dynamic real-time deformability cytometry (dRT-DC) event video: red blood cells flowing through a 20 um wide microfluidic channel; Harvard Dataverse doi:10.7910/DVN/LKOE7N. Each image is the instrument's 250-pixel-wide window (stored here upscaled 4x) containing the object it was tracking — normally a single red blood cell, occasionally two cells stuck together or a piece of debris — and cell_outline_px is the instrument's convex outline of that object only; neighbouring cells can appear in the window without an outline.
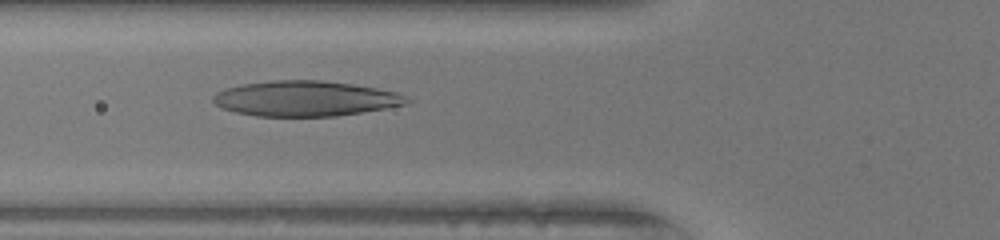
{"species": "human", "species_latin": "Homo sapiens", "temperature_condition": "warm", "stored_images_in_passage": 36, "camera_frame_rate_fps": 3000, "um_per_image_px": 0.085, "donor": {"sex": "female"}, "frame": {"image": 1, "passage_image": 4, "time_ms": 1.0, "image_size_px": [1000, 240], "cell_outline_px": [[412, 100], [404, 104], [384, 108], [336, 116], [256, 116], [236, 112], [220, 108], [212, 100], [212, 96], [216, 92], [240, 84], [272, 80], [320, 80], [352, 84], [376, 88], [396, 92]], "centroid_in_image_um": [25.9, 8.37], "position_along_channel_um": 99.9, "area_um2": 39.65}}
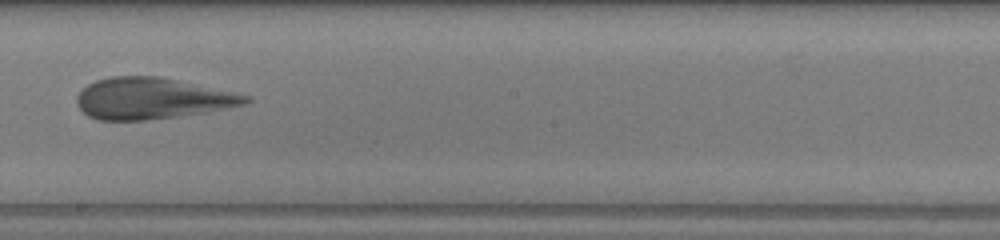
{"frame": {"image": 2, "passage_image": 14, "time_ms": 4.333, "image_size_px": [1000, 240], "cell_outline_px": [[252, 100], [244, 104], [204, 112], [180, 116], [144, 120], [96, 120], [88, 116], [76, 104], [76, 96], [88, 84], [96, 80], [112, 76], [160, 76], [252, 96]], "centroid_in_image_um": [12.9, 8.36], "position_along_channel_um": 235.3, "area_um2": 40.46}}
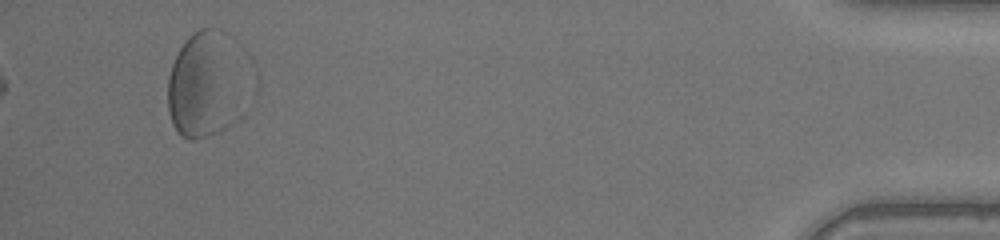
{"frame": {"image": 3, "passage_image": 33, "time_ms": 10.667, "image_size_px": [1000, 240], "cell_outline_px": [[232, 124], [216, 132], [196, 140], [188, 140], [180, 136], [172, 124], [168, 108], [168, 76], [172, 64], [180, 48], [188, 36], [192, 32], [200, 28], [220, 28], [224, 32]], "centroid_in_image_um": [17.01, 7.29], "position_along_channel_um": 418.2, "area_um2": 41.56}}